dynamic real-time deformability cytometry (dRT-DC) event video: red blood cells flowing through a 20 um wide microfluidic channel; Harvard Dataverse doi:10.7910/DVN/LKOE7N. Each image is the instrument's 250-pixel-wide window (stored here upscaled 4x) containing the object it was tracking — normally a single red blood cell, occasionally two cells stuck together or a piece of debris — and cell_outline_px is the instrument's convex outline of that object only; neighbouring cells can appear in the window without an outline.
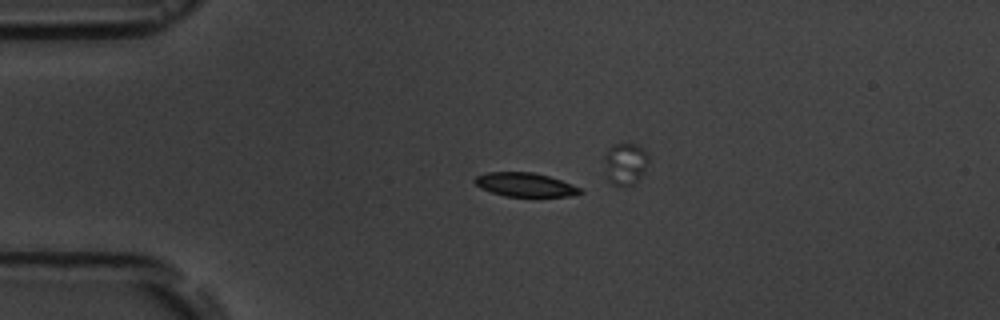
{"species": "common noctule bat (a hibernating species)", "species_latin": "Nyctalus noctula", "temperature_condition": "room temperature", "stored_images_in_passage": 5, "camera_frame_rate_fps": 3000, "um_per_image_px": 0.085, "animal": {"sex": "male", "body_mass_g": 19.5, "forearm_length_mm": 54.6}, "frame": {"image": 1, "passage_image": 3, "time_ms": 3.333, "image_size_px": [1000, 320], "cell_outline_px": [[584, 192], [572, 196], [504, 196], [480, 188], [472, 180], [476, 176], [488, 172], [532, 172], [548, 176], [572, 184], [580, 188]], "centroid_in_image_um": [44.62, 15.7], "position_along_channel_um": 40.4, "area_um2": 14.57}}